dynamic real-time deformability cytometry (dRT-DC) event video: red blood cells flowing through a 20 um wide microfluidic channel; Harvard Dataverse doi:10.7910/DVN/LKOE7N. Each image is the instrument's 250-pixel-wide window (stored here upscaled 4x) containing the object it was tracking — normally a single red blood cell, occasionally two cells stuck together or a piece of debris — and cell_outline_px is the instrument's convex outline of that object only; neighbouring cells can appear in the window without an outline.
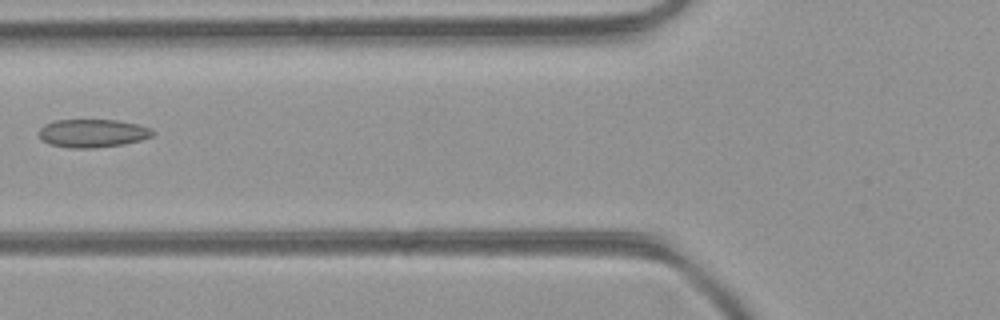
{"species": "common noctule bat (a hibernating species)", "species_latin": "Nyctalus noctula", "temperature_condition": "room temperature", "stored_images_in_passage": 4, "camera_frame_rate_fps": 3000, "um_per_image_px": 0.085, "animal": {"sex": "female", "body_mass_g": 21.9}, "frame": {"image": 1, "passage_image": 4, "time_ms": 1.0, "image_size_px": [1000, 320], "cell_outline_px": [[156, 132], [152, 136], [140, 140], [124, 144], [92, 148], [72, 148], [48, 144], [40, 140], [40, 128], [44, 124], [56, 120], [116, 120], [140, 124], [152, 128]], "centroid_in_image_um": [7.89, 11.32], "position_along_channel_um": 117.9, "area_um2": 18.84}}